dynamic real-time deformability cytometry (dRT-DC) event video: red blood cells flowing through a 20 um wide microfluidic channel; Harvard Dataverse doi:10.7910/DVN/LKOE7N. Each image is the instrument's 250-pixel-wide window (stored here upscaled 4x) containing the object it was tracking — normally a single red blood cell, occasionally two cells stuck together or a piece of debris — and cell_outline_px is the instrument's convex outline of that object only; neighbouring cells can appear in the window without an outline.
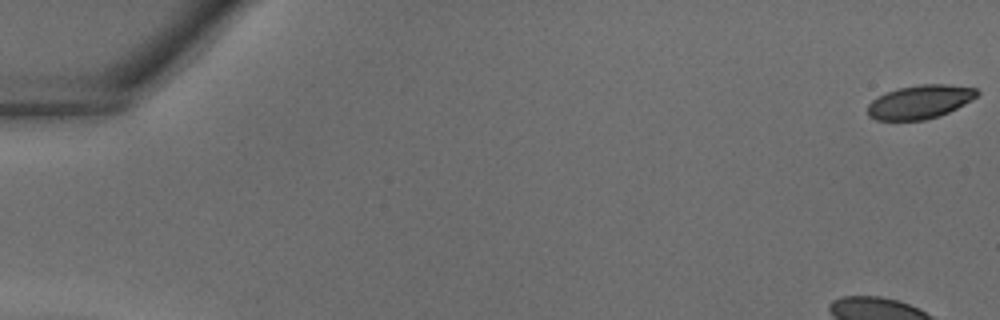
{"species": "common noctule bat (a hibernating species)", "species_latin": "Nyctalus noctula", "temperature_condition": "warm", "stored_images_in_passage": 40, "camera_frame_rate_fps": 3000, "um_per_image_px": 0.085, "animal": {"sex": "male", "body_mass_g": 18.8}, "frame": {"image": 1, "passage_image": 1, "time_ms": 0.0, "image_size_px": [1000, 320], "cell_outline_px": [[980, 92], [976, 96], [964, 104], [940, 116], [924, 120], [876, 120], [868, 116], [868, 104], [872, 100], [884, 92], [900, 88], [920, 84], [948, 84], [976, 88]], "centroid_in_image_um": [78.17, 8.66], "position_along_channel_um": 6.8, "area_um2": 21.44}}